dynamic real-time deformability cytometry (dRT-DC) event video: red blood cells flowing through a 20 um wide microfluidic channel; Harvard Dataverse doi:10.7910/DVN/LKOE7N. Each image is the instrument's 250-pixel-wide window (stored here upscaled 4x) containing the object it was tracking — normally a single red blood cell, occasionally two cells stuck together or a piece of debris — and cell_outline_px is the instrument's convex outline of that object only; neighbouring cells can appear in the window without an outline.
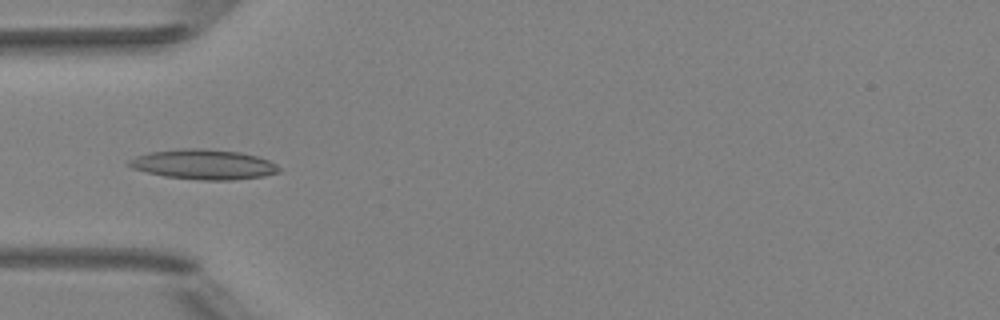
{"species": "Egyptian fruit bat (a non-hibernating species)", "species_latin": "Rousettus aegyptiacus", "temperature_condition": "room temperature", "stored_images_in_passage": 5, "camera_frame_rate_fps": 3000, "um_per_image_px": 0.085, "animal": {"sex": "female"}, "frame": {"image": 1, "passage_image": 5, "time_ms": 4.333, "image_size_px": [1000, 320], "cell_outline_px": [[280, 172], [264, 176], [232, 180], [204, 180], [164, 176], [132, 168], [124, 164], [128, 160], [136, 156], [148, 152], [180, 148], [204, 148], [240, 152], [256, 156], [268, 160], [276, 164], [280, 168]], "centroid_in_image_um": [17.28, 13.96], "position_along_channel_um": 67.7, "area_um2": 26.3}}